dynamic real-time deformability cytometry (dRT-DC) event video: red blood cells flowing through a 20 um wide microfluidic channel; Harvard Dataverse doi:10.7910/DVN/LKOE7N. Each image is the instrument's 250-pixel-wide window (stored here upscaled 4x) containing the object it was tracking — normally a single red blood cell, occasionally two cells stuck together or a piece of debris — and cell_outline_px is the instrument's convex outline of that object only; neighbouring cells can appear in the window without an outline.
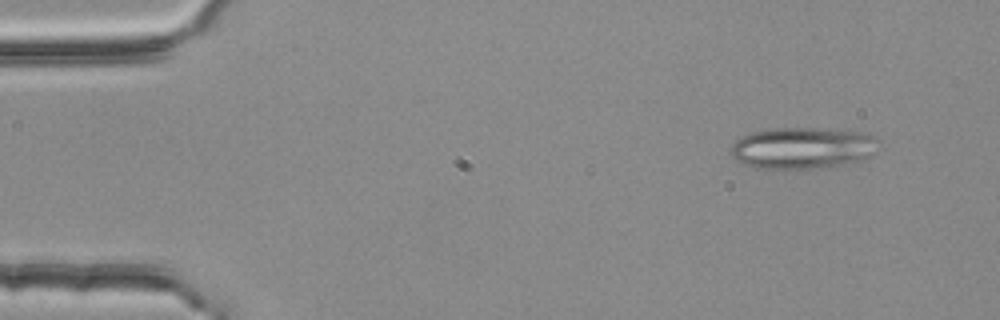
{"species": "common noctule bat (a hibernating species)", "species_latin": "Nyctalus noctula", "temperature_condition": "room temperature", "stored_images_in_passage": 6, "segment_of_instrument_passage": [1, 2], "camera_frame_rate_fps": 3000, "um_per_image_px": 0.085, "animal": {"sex": "female", "body_mass_g": 25.1}, "frame": {"image": 1, "passage_image": 2, "time_ms": 0.333, "image_size_px": [1000, 320], "cell_outline_px": [[876, 140], [872, 152], [868, 156], [860, 160], [820, 168], [756, 168], [744, 164], [736, 160], [732, 156], [732, 144], [740, 136], [748, 132], [776, 128], [812, 128], [860, 132], [872, 136]], "centroid_in_image_um": [68.11, 12.57], "position_along_channel_um": 16.9, "area_um2": 35.08}}